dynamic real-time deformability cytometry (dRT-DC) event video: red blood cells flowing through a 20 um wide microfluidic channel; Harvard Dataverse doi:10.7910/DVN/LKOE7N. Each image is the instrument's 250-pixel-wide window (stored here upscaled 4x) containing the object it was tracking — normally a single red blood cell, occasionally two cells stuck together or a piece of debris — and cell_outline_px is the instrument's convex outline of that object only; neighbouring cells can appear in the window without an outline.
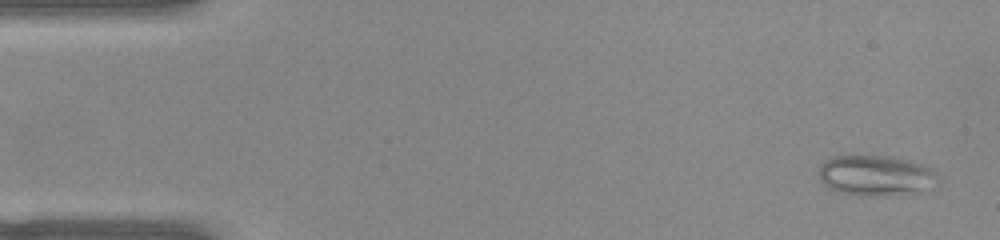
{"species": "common noctule bat (a hibernating species)", "species_latin": "Nyctalus noctula", "temperature_condition": "warm", "stored_images_in_passage": 51, "camera_frame_rate_fps": 3000, "um_per_image_px": 0.085, "animal": {"sex": "female", "body_mass_g": 22.0, "forearm_length_mm": 56.7}, "frame": {"image": 1, "passage_image": 2, "time_ms": 0.333, "image_size_px": [1000, 240], "cell_outline_px": [[940, 184], [920, 192], [896, 196], [860, 196], [840, 192], [828, 188], [820, 180], [820, 164], [832, 156], [848, 152], [892, 156], [924, 164], [932, 168], [936, 172], [940, 180]], "centroid_in_image_um": [74.48, 14.89], "position_along_channel_um": 10.5, "area_um2": 29.71}}
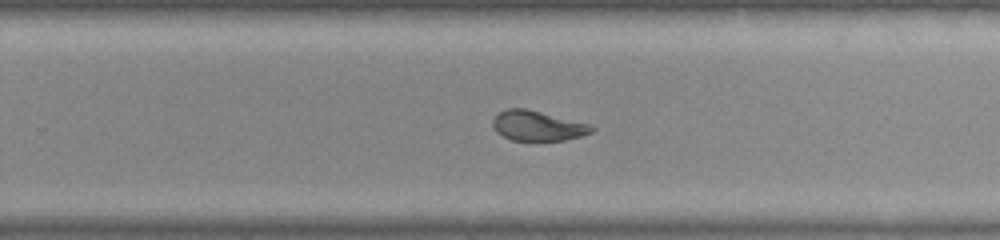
{"frame": {"image": 2, "passage_image": 32, "time_ms": 10.333, "image_size_px": [1000, 240], "cell_outline_px": [[596, 128], [592, 132], [580, 136], [564, 140], [512, 140], [496, 132], [492, 124], [492, 120], [500, 112], [508, 108], [524, 108], [592, 124]], "centroid_in_image_um": [45.72, 10.69], "position_along_channel_um": 284.1, "area_um2": 17.17}}
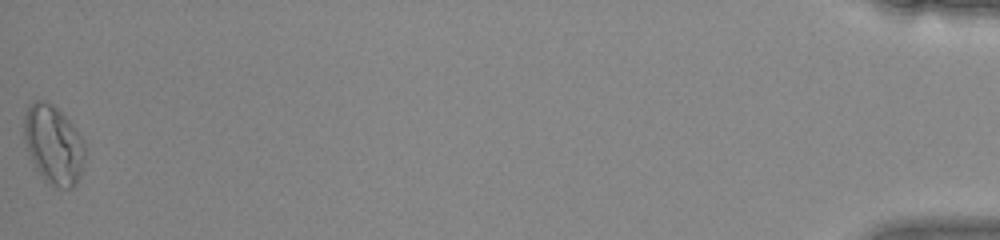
{"frame": {"image": 3, "passage_image": 51, "time_ms": 16.667, "image_size_px": [1000, 240], "cell_outline_px": [[84, 164], [80, 176], [76, 184], [72, 188], [60, 188], [48, 184], [40, 176], [28, 152], [24, 140], [24, 116], [28, 104], [36, 100], [44, 100], [52, 104], [76, 128], [84, 140]], "centroid_in_image_um": [4.55, 12.31], "position_along_channel_um": 430.7, "area_um2": 28.15}, "authors_computed_cell_mechanics": {"area_um2": 20.519, "velocity_mm_per_s": 3.9492, "shape_relaxation_time_tau1_ms": null, "shape_relaxation_time_tau2_ms": 1.5901, "deformation_change_tau1": null, "deformation_change_tau2": 0.0827}}